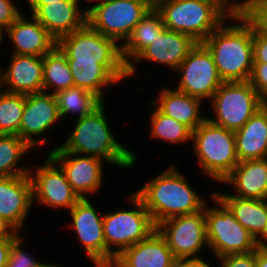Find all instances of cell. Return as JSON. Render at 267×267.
<instances>
[{
    "instance_id": "1",
    "label": "cell",
    "mask_w": 267,
    "mask_h": 267,
    "mask_svg": "<svg viewBox=\"0 0 267 267\" xmlns=\"http://www.w3.org/2000/svg\"><path fill=\"white\" fill-rule=\"evenodd\" d=\"M105 102L90 114L77 118L66 141L49 152H70L102 159L110 166L131 169L137 155L118 141L106 116Z\"/></svg>"
},
{
    "instance_id": "2",
    "label": "cell",
    "mask_w": 267,
    "mask_h": 267,
    "mask_svg": "<svg viewBox=\"0 0 267 267\" xmlns=\"http://www.w3.org/2000/svg\"><path fill=\"white\" fill-rule=\"evenodd\" d=\"M202 43L212 54L223 82L249 81L254 63L253 19L231 15Z\"/></svg>"
},
{
    "instance_id": "3",
    "label": "cell",
    "mask_w": 267,
    "mask_h": 267,
    "mask_svg": "<svg viewBox=\"0 0 267 267\" xmlns=\"http://www.w3.org/2000/svg\"><path fill=\"white\" fill-rule=\"evenodd\" d=\"M144 203L155 225L179 215H190L210 202L185 179L175 164L152 177L134 192Z\"/></svg>"
},
{
    "instance_id": "4",
    "label": "cell",
    "mask_w": 267,
    "mask_h": 267,
    "mask_svg": "<svg viewBox=\"0 0 267 267\" xmlns=\"http://www.w3.org/2000/svg\"><path fill=\"white\" fill-rule=\"evenodd\" d=\"M166 29L203 42L231 13L217 0H169L156 9Z\"/></svg>"
},
{
    "instance_id": "5",
    "label": "cell",
    "mask_w": 267,
    "mask_h": 267,
    "mask_svg": "<svg viewBox=\"0 0 267 267\" xmlns=\"http://www.w3.org/2000/svg\"><path fill=\"white\" fill-rule=\"evenodd\" d=\"M127 202L134 208L109 210L103 215L106 267H110L123 250L147 239L156 230L150 213L135 193L127 196Z\"/></svg>"
},
{
    "instance_id": "6",
    "label": "cell",
    "mask_w": 267,
    "mask_h": 267,
    "mask_svg": "<svg viewBox=\"0 0 267 267\" xmlns=\"http://www.w3.org/2000/svg\"><path fill=\"white\" fill-rule=\"evenodd\" d=\"M192 142L197 164L211 180L221 184L239 163L234 132L208 119L192 131Z\"/></svg>"
},
{
    "instance_id": "7",
    "label": "cell",
    "mask_w": 267,
    "mask_h": 267,
    "mask_svg": "<svg viewBox=\"0 0 267 267\" xmlns=\"http://www.w3.org/2000/svg\"><path fill=\"white\" fill-rule=\"evenodd\" d=\"M57 46L66 55L67 61L97 62L120 83L128 78L121 45L95 31L87 22L78 30L61 37Z\"/></svg>"
},
{
    "instance_id": "8",
    "label": "cell",
    "mask_w": 267,
    "mask_h": 267,
    "mask_svg": "<svg viewBox=\"0 0 267 267\" xmlns=\"http://www.w3.org/2000/svg\"><path fill=\"white\" fill-rule=\"evenodd\" d=\"M208 197L213 203V206L205 205L206 238L211 254L217 259L255 251L260 246L256 238L234 218L214 192Z\"/></svg>"
},
{
    "instance_id": "9",
    "label": "cell",
    "mask_w": 267,
    "mask_h": 267,
    "mask_svg": "<svg viewBox=\"0 0 267 267\" xmlns=\"http://www.w3.org/2000/svg\"><path fill=\"white\" fill-rule=\"evenodd\" d=\"M210 101L215 117L207 119L233 132L265 104L249 81L223 82Z\"/></svg>"
},
{
    "instance_id": "10",
    "label": "cell",
    "mask_w": 267,
    "mask_h": 267,
    "mask_svg": "<svg viewBox=\"0 0 267 267\" xmlns=\"http://www.w3.org/2000/svg\"><path fill=\"white\" fill-rule=\"evenodd\" d=\"M150 10L142 0H114L94 6L86 14V22L95 31L114 39L122 46Z\"/></svg>"
},
{
    "instance_id": "11",
    "label": "cell",
    "mask_w": 267,
    "mask_h": 267,
    "mask_svg": "<svg viewBox=\"0 0 267 267\" xmlns=\"http://www.w3.org/2000/svg\"><path fill=\"white\" fill-rule=\"evenodd\" d=\"M174 72L180 76L175 89L203 103L206 100L210 102L223 83L212 54L202 42L196 43Z\"/></svg>"
},
{
    "instance_id": "12",
    "label": "cell",
    "mask_w": 267,
    "mask_h": 267,
    "mask_svg": "<svg viewBox=\"0 0 267 267\" xmlns=\"http://www.w3.org/2000/svg\"><path fill=\"white\" fill-rule=\"evenodd\" d=\"M156 230L176 259L203 257L200 252L208 248L205 207L194 214L168 218L157 224Z\"/></svg>"
},
{
    "instance_id": "13",
    "label": "cell",
    "mask_w": 267,
    "mask_h": 267,
    "mask_svg": "<svg viewBox=\"0 0 267 267\" xmlns=\"http://www.w3.org/2000/svg\"><path fill=\"white\" fill-rule=\"evenodd\" d=\"M42 163L29 172L33 204L69 211L80 200L79 196L73 191L64 171L48 154Z\"/></svg>"
},
{
    "instance_id": "14",
    "label": "cell",
    "mask_w": 267,
    "mask_h": 267,
    "mask_svg": "<svg viewBox=\"0 0 267 267\" xmlns=\"http://www.w3.org/2000/svg\"><path fill=\"white\" fill-rule=\"evenodd\" d=\"M103 215L104 212L96 210L90 197L83 198L69 210L72 221L66 225L72 232L77 233V241L94 267H106Z\"/></svg>"
},
{
    "instance_id": "15",
    "label": "cell",
    "mask_w": 267,
    "mask_h": 267,
    "mask_svg": "<svg viewBox=\"0 0 267 267\" xmlns=\"http://www.w3.org/2000/svg\"><path fill=\"white\" fill-rule=\"evenodd\" d=\"M61 121L55 94L39 92L25 95V106L19 127V137L32 149L44 147L43 134ZM42 137V138H40Z\"/></svg>"
},
{
    "instance_id": "16",
    "label": "cell",
    "mask_w": 267,
    "mask_h": 267,
    "mask_svg": "<svg viewBox=\"0 0 267 267\" xmlns=\"http://www.w3.org/2000/svg\"><path fill=\"white\" fill-rule=\"evenodd\" d=\"M48 155L64 171L67 181L80 199L96 194L103 187V163L107 162L102 159L70 152H49Z\"/></svg>"
},
{
    "instance_id": "17",
    "label": "cell",
    "mask_w": 267,
    "mask_h": 267,
    "mask_svg": "<svg viewBox=\"0 0 267 267\" xmlns=\"http://www.w3.org/2000/svg\"><path fill=\"white\" fill-rule=\"evenodd\" d=\"M196 41L189 35L165 29L154 43L144 49L128 66L127 77L136 76L141 61L157 63L175 71L186 58L189 51L196 45ZM139 63V64H138ZM137 66V67H136Z\"/></svg>"
},
{
    "instance_id": "18",
    "label": "cell",
    "mask_w": 267,
    "mask_h": 267,
    "mask_svg": "<svg viewBox=\"0 0 267 267\" xmlns=\"http://www.w3.org/2000/svg\"><path fill=\"white\" fill-rule=\"evenodd\" d=\"M32 182L28 175L0 177V216L23 232L33 207Z\"/></svg>"
},
{
    "instance_id": "19",
    "label": "cell",
    "mask_w": 267,
    "mask_h": 267,
    "mask_svg": "<svg viewBox=\"0 0 267 267\" xmlns=\"http://www.w3.org/2000/svg\"><path fill=\"white\" fill-rule=\"evenodd\" d=\"M10 55L8 68H0V88L23 95L43 92V57Z\"/></svg>"
},
{
    "instance_id": "20",
    "label": "cell",
    "mask_w": 267,
    "mask_h": 267,
    "mask_svg": "<svg viewBox=\"0 0 267 267\" xmlns=\"http://www.w3.org/2000/svg\"><path fill=\"white\" fill-rule=\"evenodd\" d=\"M25 16L23 12L5 30V36L13 45L11 53L43 57L57 46V41L32 15L30 18Z\"/></svg>"
},
{
    "instance_id": "21",
    "label": "cell",
    "mask_w": 267,
    "mask_h": 267,
    "mask_svg": "<svg viewBox=\"0 0 267 267\" xmlns=\"http://www.w3.org/2000/svg\"><path fill=\"white\" fill-rule=\"evenodd\" d=\"M80 0H62L39 6L31 15L58 41L86 23Z\"/></svg>"
},
{
    "instance_id": "22",
    "label": "cell",
    "mask_w": 267,
    "mask_h": 267,
    "mask_svg": "<svg viewBox=\"0 0 267 267\" xmlns=\"http://www.w3.org/2000/svg\"><path fill=\"white\" fill-rule=\"evenodd\" d=\"M175 257L155 230L147 239L123 250L110 267H173Z\"/></svg>"
},
{
    "instance_id": "23",
    "label": "cell",
    "mask_w": 267,
    "mask_h": 267,
    "mask_svg": "<svg viewBox=\"0 0 267 267\" xmlns=\"http://www.w3.org/2000/svg\"><path fill=\"white\" fill-rule=\"evenodd\" d=\"M231 185L235 194L243 199L267 198V158L240 161L232 172L221 182Z\"/></svg>"
},
{
    "instance_id": "24",
    "label": "cell",
    "mask_w": 267,
    "mask_h": 267,
    "mask_svg": "<svg viewBox=\"0 0 267 267\" xmlns=\"http://www.w3.org/2000/svg\"><path fill=\"white\" fill-rule=\"evenodd\" d=\"M170 88V86L161 88L156 100L150 102L163 114L185 124L194 131L207 119V115L201 113L203 101L175 88Z\"/></svg>"
},
{
    "instance_id": "25",
    "label": "cell",
    "mask_w": 267,
    "mask_h": 267,
    "mask_svg": "<svg viewBox=\"0 0 267 267\" xmlns=\"http://www.w3.org/2000/svg\"><path fill=\"white\" fill-rule=\"evenodd\" d=\"M234 134L239 162L267 158V103Z\"/></svg>"
},
{
    "instance_id": "26",
    "label": "cell",
    "mask_w": 267,
    "mask_h": 267,
    "mask_svg": "<svg viewBox=\"0 0 267 267\" xmlns=\"http://www.w3.org/2000/svg\"><path fill=\"white\" fill-rule=\"evenodd\" d=\"M214 195L259 243L267 236L266 199H243L218 190Z\"/></svg>"
},
{
    "instance_id": "27",
    "label": "cell",
    "mask_w": 267,
    "mask_h": 267,
    "mask_svg": "<svg viewBox=\"0 0 267 267\" xmlns=\"http://www.w3.org/2000/svg\"><path fill=\"white\" fill-rule=\"evenodd\" d=\"M166 28L156 9H151L134 27L131 35L121 46V56L128 66L144 49L154 43Z\"/></svg>"
},
{
    "instance_id": "28",
    "label": "cell",
    "mask_w": 267,
    "mask_h": 267,
    "mask_svg": "<svg viewBox=\"0 0 267 267\" xmlns=\"http://www.w3.org/2000/svg\"><path fill=\"white\" fill-rule=\"evenodd\" d=\"M74 86L87 90L105 102L104 91L120 82L101 64L86 61H68Z\"/></svg>"
},
{
    "instance_id": "29",
    "label": "cell",
    "mask_w": 267,
    "mask_h": 267,
    "mask_svg": "<svg viewBox=\"0 0 267 267\" xmlns=\"http://www.w3.org/2000/svg\"><path fill=\"white\" fill-rule=\"evenodd\" d=\"M71 87L74 81L66 55L56 46L43 56V91L56 94Z\"/></svg>"
},
{
    "instance_id": "30",
    "label": "cell",
    "mask_w": 267,
    "mask_h": 267,
    "mask_svg": "<svg viewBox=\"0 0 267 267\" xmlns=\"http://www.w3.org/2000/svg\"><path fill=\"white\" fill-rule=\"evenodd\" d=\"M149 107L154 110L150 112V138L158 141H166L175 145H183L192 141V130L185 124L160 112L150 101Z\"/></svg>"
},
{
    "instance_id": "31",
    "label": "cell",
    "mask_w": 267,
    "mask_h": 267,
    "mask_svg": "<svg viewBox=\"0 0 267 267\" xmlns=\"http://www.w3.org/2000/svg\"><path fill=\"white\" fill-rule=\"evenodd\" d=\"M30 150L32 148L18 135L0 134V177L28 175L30 167L18 165Z\"/></svg>"
},
{
    "instance_id": "32",
    "label": "cell",
    "mask_w": 267,
    "mask_h": 267,
    "mask_svg": "<svg viewBox=\"0 0 267 267\" xmlns=\"http://www.w3.org/2000/svg\"><path fill=\"white\" fill-rule=\"evenodd\" d=\"M55 96L62 121L68 115L78 114L79 118L90 114L102 103L93 93L75 86L59 91Z\"/></svg>"
},
{
    "instance_id": "33",
    "label": "cell",
    "mask_w": 267,
    "mask_h": 267,
    "mask_svg": "<svg viewBox=\"0 0 267 267\" xmlns=\"http://www.w3.org/2000/svg\"><path fill=\"white\" fill-rule=\"evenodd\" d=\"M25 106V95L0 88V134L18 135Z\"/></svg>"
},
{
    "instance_id": "34",
    "label": "cell",
    "mask_w": 267,
    "mask_h": 267,
    "mask_svg": "<svg viewBox=\"0 0 267 267\" xmlns=\"http://www.w3.org/2000/svg\"><path fill=\"white\" fill-rule=\"evenodd\" d=\"M254 63L267 64V20L253 19Z\"/></svg>"
},
{
    "instance_id": "35",
    "label": "cell",
    "mask_w": 267,
    "mask_h": 267,
    "mask_svg": "<svg viewBox=\"0 0 267 267\" xmlns=\"http://www.w3.org/2000/svg\"><path fill=\"white\" fill-rule=\"evenodd\" d=\"M235 2L232 16L267 20V0H237Z\"/></svg>"
},
{
    "instance_id": "36",
    "label": "cell",
    "mask_w": 267,
    "mask_h": 267,
    "mask_svg": "<svg viewBox=\"0 0 267 267\" xmlns=\"http://www.w3.org/2000/svg\"><path fill=\"white\" fill-rule=\"evenodd\" d=\"M23 235L20 234L12 243L9 262L6 267H37L42 261L33 258L31 252L23 248Z\"/></svg>"
},
{
    "instance_id": "37",
    "label": "cell",
    "mask_w": 267,
    "mask_h": 267,
    "mask_svg": "<svg viewBox=\"0 0 267 267\" xmlns=\"http://www.w3.org/2000/svg\"><path fill=\"white\" fill-rule=\"evenodd\" d=\"M252 87L258 92L259 97L267 103V64L253 63L252 73L249 79Z\"/></svg>"
},
{
    "instance_id": "38",
    "label": "cell",
    "mask_w": 267,
    "mask_h": 267,
    "mask_svg": "<svg viewBox=\"0 0 267 267\" xmlns=\"http://www.w3.org/2000/svg\"><path fill=\"white\" fill-rule=\"evenodd\" d=\"M220 267H256V250L244 254H231L217 258Z\"/></svg>"
},
{
    "instance_id": "39",
    "label": "cell",
    "mask_w": 267,
    "mask_h": 267,
    "mask_svg": "<svg viewBox=\"0 0 267 267\" xmlns=\"http://www.w3.org/2000/svg\"><path fill=\"white\" fill-rule=\"evenodd\" d=\"M14 0H0V27L5 31L23 13Z\"/></svg>"
},
{
    "instance_id": "40",
    "label": "cell",
    "mask_w": 267,
    "mask_h": 267,
    "mask_svg": "<svg viewBox=\"0 0 267 267\" xmlns=\"http://www.w3.org/2000/svg\"><path fill=\"white\" fill-rule=\"evenodd\" d=\"M17 237L0 238V267H6L9 262L12 243Z\"/></svg>"
},
{
    "instance_id": "41",
    "label": "cell",
    "mask_w": 267,
    "mask_h": 267,
    "mask_svg": "<svg viewBox=\"0 0 267 267\" xmlns=\"http://www.w3.org/2000/svg\"><path fill=\"white\" fill-rule=\"evenodd\" d=\"M207 261L204 260V256L199 258H177L173 267H213Z\"/></svg>"
},
{
    "instance_id": "42",
    "label": "cell",
    "mask_w": 267,
    "mask_h": 267,
    "mask_svg": "<svg viewBox=\"0 0 267 267\" xmlns=\"http://www.w3.org/2000/svg\"><path fill=\"white\" fill-rule=\"evenodd\" d=\"M20 234L9 222L0 216V238L18 237Z\"/></svg>"
},
{
    "instance_id": "43",
    "label": "cell",
    "mask_w": 267,
    "mask_h": 267,
    "mask_svg": "<svg viewBox=\"0 0 267 267\" xmlns=\"http://www.w3.org/2000/svg\"><path fill=\"white\" fill-rule=\"evenodd\" d=\"M256 267H267V248L259 246L256 249Z\"/></svg>"
},
{
    "instance_id": "44",
    "label": "cell",
    "mask_w": 267,
    "mask_h": 267,
    "mask_svg": "<svg viewBox=\"0 0 267 267\" xmlns=\"http://www.w3.org/2000/svg\"><path fill=\"white\" fill-rule=\"evenodd\" d=\"M62 0H26L28 4H26L28 7H30L29 10H31L30 15L41 5L51 4L54 2H59Z\"/></svg>"
},
{
    "instance_id": "45",
    "label": "cell",
    "mask_w": 267,
    "mask_h": 267,
    "mask_svg": "<svg viewBox=\"0 0 267 267\" xmlns=\"http://www.w3.org/2000/svg\"><path fill=\"white\" fill-rule=\"evenodd\" d=\"M86 1L88 2V4L89 3H91V4L93 3L91 6H89L87 8L86 7L84 8L85 13L87 14L94 6H99V5H102V4H105V3L112 2L114 0H86Z\"/></svg>"
},
{
    "instance_id": "46",
    "label": "cell",
    "mask_w": 267,
    "mask_h": 267,
    "mask_svg": "<svg viewBox=\"0 0 267 267\" xmlns=\"http://www.w3.org/2000/svg\"><path fill=\"white\" fill-rule=\"evenodd\" d=\"M220 4H222L230 13L234 11L236 2L234 0H217Z\"/></svg>"
},
{
    "instance_id": "47",
    "label": "cell",
    "mask_w": 267,
    "mask_h": 267,
    "mask_svg": "<svg viewBox=\"0 0 267 267\" xmlns=\"http://www.w3.org/2000/svg\"><path fill=\"white\" fill-rule=\"evenodd\" d=\"M145 2L151 9H157L161 4L166 3L169 0H142Z\"/></svg>"
},
{
    "instance_id": "48",
    "label": "cell",
    "mask_w": 267,
    "mask_h": 267,
    "mask_svg": "<svg viewBox=\"0 0 267 267\" xmlns=\"http://www.w3.org/2000/svg\"><path fill=\"white\" fill-rule=\"evenodd\" d=\"M37 267H63L60 266V264H57V263H45V262H41Z\"/></svg>"
},
{
    "instance_id": "49",
    "label": "cell",
    "mask_w": 267,
    "mask_h": 267,
    "mask_svg": "<svg viewBox=\"0 0 267 267\" xmlns=\"http://www.w3.org/2000/svg\"><path fill=\"white\" fill-rule=\"evenodd\" d=\"M4 36H5V31L0 27V49L2 48L1 45L3 43V39H6Z\"/></svg>"
},
{
    "instance_id": "50",
    "label": "cell",
    "mask_w": 267,
    "mask_h": 267,
    "mask_svg": "<svg viewBox=\"0 0 267 267\" xmlns=\"http://www.w3.org/2000/svg\"><path fill=\"white\" fill-rule=\"evenodd\" d=\"M266 211H267V198H266ZM260 246L267 248V236L260 242Z\"/></svg>"
}]
</instances>
